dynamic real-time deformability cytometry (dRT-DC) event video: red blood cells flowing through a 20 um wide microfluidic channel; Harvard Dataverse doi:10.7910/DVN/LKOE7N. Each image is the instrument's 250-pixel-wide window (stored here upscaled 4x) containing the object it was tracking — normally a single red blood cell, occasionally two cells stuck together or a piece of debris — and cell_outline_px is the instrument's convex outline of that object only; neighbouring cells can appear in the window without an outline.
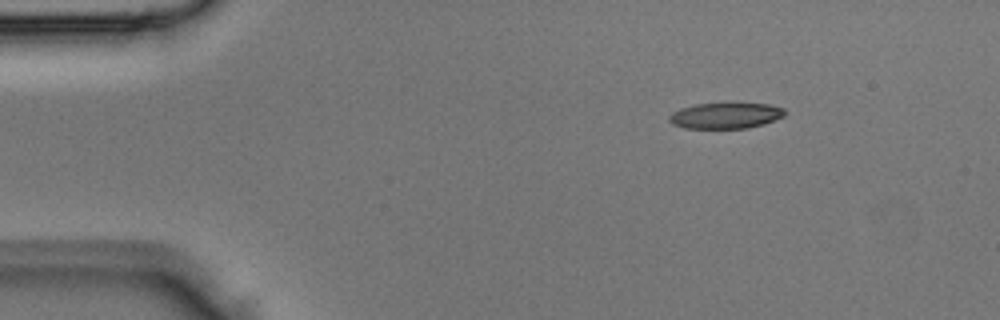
{"species": "Egyptian fruit bat (a non-hibernating species)", "species_latin": "Rousettus aegyptiacus", "temperature_condition": "room temperature", "stored_images_in_passage": 5, "segment_of_instrument_passage": [2, 2], "camera_frame_rate_fps": 3000, "um_per_image_px": 0.085, "animal": {"sex": "male"}, "frame": {"image": 1, "passage_image": 5, "time_ms": 1.333, "image_size_px": [1000, 320], "cell_outline_px": [[788, 112], [784, 116], [764, 124], [748, 128], [684, 128], [672, 124], [668, 120], [668, 116], [672, 112], [680, 108], [696, 104], [768, 104], [784, 108]], "centroid_in_image_um": [61.67, 9.83], "position_along_channel_um": 23.3, "area_um2": 17.4}}